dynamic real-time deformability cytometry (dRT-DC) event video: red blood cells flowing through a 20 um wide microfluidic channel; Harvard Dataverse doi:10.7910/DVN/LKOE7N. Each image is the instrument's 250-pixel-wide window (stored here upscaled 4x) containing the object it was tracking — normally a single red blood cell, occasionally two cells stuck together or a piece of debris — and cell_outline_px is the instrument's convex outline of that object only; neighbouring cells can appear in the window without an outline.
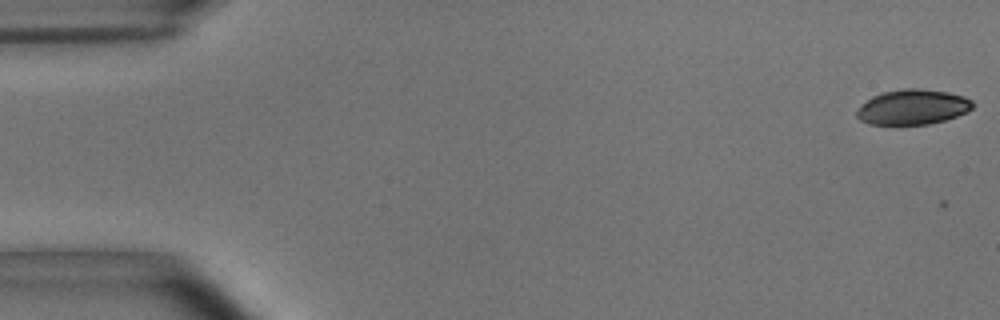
{"species": "common noctule bat (a hibernating species)", "species_latin": "Nyctalus noctula", "temperature_condition": "room temperature", "stored_images_in_passage": 2, "camera_frame_rate_fps": 3000, "um_per_image_px": 0.085, "animal": {"sex": "male", "body_mass_g": 15.6}, "frame": {"image": 1, "passage_image": 1, "time_ms": 0.0, "image_size_px": [1000, 320], "cell_outline_px": [[972, 108], [968, 112], [944, 120], [928, 124], [868, 124], [860, 120], [856, 116], [856, 112], [872, 96], [884, 92], [904, 88], [920, 88], [948, 92], [964, 96], [972, 100]], "centroid_in_image_um": [77.6, 9.09], "position_along_channel_um": 7.4, "area_um2": 23.52}}